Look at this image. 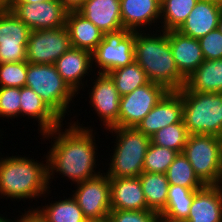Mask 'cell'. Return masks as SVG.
Segmentation results:
<instances>
[{
    "mask_svg": "<svg viewBox=\"0 0 222 222\" xmlns=\"http://www.w3.org/2000/svg\"><path fill=\"white\" fill-rule=\"evenodd\" d=\"M63 3L65 9L70 11H78L86 0H60Z\"/></svg>",
    "mask_w": 222,
    "mask_h": 222,
    "instance_id": "obj_39",
    "label": "cell"
},
{
    "mask_svg": "<svg viewBox=\"0 0 222 222\" xmlns=\"http://www.w3.org/2000/svg\"><path fill=\"white\" fill-rule=\"evenodd\" d=\"M199 189L169 184L166 206L159 215L173 221H185L189 216L194 193Z\"/></svg>",
    "mask_w": 222,
    "mask_h": 222,
    "instance_id": "obj_28",
    "label": "cell"
},
{
    "mask_svg": "<svg viewBox=\"0 0 222 222\" xmlns=\"http://www.w3.org/2000/svg\"><path fill=\"white\" fill-rule=\"evenodd\" d=\"M45 1H51V0H14V4H22V3H42Z\"/></svg>",
    "mask_w": 222,
    "mask_h": 222,
    "instance_id": "obj_41",
    "label": "cell"
},
{
    "mask_svg": "<svg viewBox=\"0 0 222 222\" xmlns=\"http://www.w3.org/2000/svg\"><path fill=\"white\" fill-rule=\"evenodd\" d=\"M183 102V122L189 135H222V93L179 90Z\"/></svg>",
    "mask_w": 222,
    "mask_h": 222,
    "instance_id": "obj_6",
    "label": "cell"
},
{
    "mask_svg": "<svg viewBox=\"0 0 222 222\" xmlns=\"http://www.w3.org/2000/svg\"><path fill=\"white\" fill-rule=\"evenodd\" d=\"M59 75L79 96L86 88L88 78L94 74L92 53L87 50L70 47L54 64ZM88 77V78H87ZM82 89V91H81Z\"/></svg>",
    "mask_w": 222,
    "mask_h": 222,
    "instance_id": "obj_15",
    "label": "cell"
},
{
    "mask_svg": "<svg viewBox=\"0 0 222 222\" xmlns=\"http://www.w3.org/2000/svg\"><path fill=\"white\" fill-rule=\"evenodd\" d=\"M78 12L103 33L123 28L120 0H86Z\"/></svg>",
    "mask_w": 222,
    "mask_h": 222,
    "instance_id": "obj_24",
    "label": "cell"
},
{
    "mask_svg": "<svg viewBox=\"0 0 222 222\" xmlns=\"http://www.w3.org/2000/svg\"><path fill=\"white\" fill-rule=\"evenodd\" d=\"M156 222H185V221H173L159 215Z\"/></svg>",
    "mask_w": 222,
    "mask_h": 222,
    "instance_id": "obj_43",
    "label": "cell"
},
{
    "mask_svg": "<svg viewBox=\"0 0 222 222\" xmlns=\"http://www.w3.org/2000/svg\"><path fill=\"white\" fill-rule=\"evenodd\" d=\"M120 7L123 28L131 32L160 29L161 0H120Z\"/></svg>",
    "mask_w": 222,
    "mask_h": 222,
    "instance_id": "obj_16",
    "label": "cell"
},
{
    "mask_svg": "<svg viewBox=\"0 0 222 222\" xmlns=\"http://www.w3.org/2000/svg\"><path fill=\"white\" fill-rule=\"evenodd\" d=\"M206 1H211L222 6V0H206Z\"/></svg>",
    "mask_w": 222,
    "mask_h": 222,
    "instance_id": "obj_45",
    "label": "cell"
},
{
    "mask_svg": "<svg viewBox=\"0 0 222 222\" xmlns=\"http://www.w3.org/2000/svg\"><path fill=\"white\" fill-rule=\"evenodd\" d=\"M167 92L163 85L149 81L130 94L122 96L118 126L136 128Z\"/></svg>",
    "mask_w": 222,
    "mask_h": 222,
    "instance_id": "obj_12",
    "label": "cell"
},
{
    "mask_svg": "<svg viewBox=\"0 0 222 222\" xmlns=\"http://www.w3.org/2000/svg\"><path fill=\"white\" fill-rule=\"evenodd\" d=\"M221 14V5L199 0L178 31L185 36L199 40L209 32L218 29Z\"/></svg>",
    "mask_w": 222,
    "mask_h": 222,
    "instance_id": "obj_20",
    "label": "cell"
},
{
    "mask_svg": "<svg viewBox=\"0 0 222 222\" xmlns=\"http://www.w3.org/2000/svg\"><path fill=\"white\" fill-rule=\"evenodd\" d=\"M111 209L150 210L139 177L109 178Z\"/></svg>",
    "mask_w": 222,
    "mask_h": 222,
    "instance_id": "obj_22",
    "label": "cell"
},
{
    "mask_svg": "<svg viewBox=\"0 0 222 222\" xmlns=\"http://www.w3.org/2000/svg\"><path fill=\"white\" fill-rule=\"evenodd\" d=\"M69 119L70 122L66 123L67 126L62 122L57 128L42 134V138H40L41 141L43 139V142L46 139H51V141H47L51 145L46 153L49 186L53 183L52 179L57 178L58 174L61 176L60 178L65 177L64 180L71 181L72 186L104 171L99 168L101 167L100 164L104 166V162L98 157L99 146L95 139V135L98 133L94 125H91L93 127L90 125L85 127L83 124L85 122L80 124V120L76 119L75 116ZM64 127H66L65 130Z\"/></svg>",
    "mask_w": 222,
    "mask_h": 222,
    "instance_id": "obj_1",
    "label": "cell"
},
{
    "mask_svg": "<svg viewBox=\"0 0 222 222\" xmlns=\"http://www.w3.org/2000/svg\"><path fill=\"white\" fill-rule=\"evenodd\" d=\"M37 121L40 135L57 128L62 121L47 107L41 97L27 86L20 88V118ZM39 131V132H38Z\"/></svg>",
    "mask_w": 222,
    "mask_h": 222,
    "instance_id": "obj_23",
    "label": "cell"
},
{
    "mask_svg": "<svg viewBox=\"0 0 222 222\" xmlns=\"http://www.w3.org/2000/svg\"><path fill=\"white\" fill-rule=\"evenodd\" d=\"M185 222H222V185L196 190Z\"/></svg>",
    "mask_w": 222,
    "mask_h": 222,
    "instance_id": "obj_19",
    "label": "cell"
},
{
    "mask_svg": "<svg viewBox=\"0 0 222 222\" xmlns=\"http://www.w3.org/2000/svg\"><path fill=\"white\" fill-rule=\"evenodd\" d=\"M188 137L189 133L182 119L180 122L158 130L150 137V141L152 144L183 153Z\"/></svg>",
    "mask_w": 222,
    "mask_h": 222,
    "instance_id": "obj_32",
    "label": "cell"
},
{
    "mask_svg": "<svg viewBox=\"0 0 222 222\" xmlns=\"http://www.w3.org/2000/svg\"><path fill=\"white\" fill-rule=\"evenodd\" d=\"M184 87L199 93H222V59L204 60L186 79Z\"/></svg>",
    "mask_w": 222,
    "mask_h": 222,
    "instance_id": "obj_26",
    "label": "cell"
},
{
    "mask_svg": "<svg viewBox=\"0 0 222 222\" xmlns=\"http://www.w3.org/2000/svg\"><path fill=\"white\" fill-rule=\"evenodd\" d=\"M10 10L31 31L64 27L68 13L60 0L13 4Z\"/></svg>",
    "mask_w": 222,
    "mask_h": 222,
    "instance_id": "obj_14",
    "label": "cell"
},
{
    "mask_svg": "<svg viewBox=\"0 0 222 222\" xmlns=\"http://www.w3.org/2000/svg\"><path fill=\"white\" fill-rule=\"evenodd\" d=\"M14 4V0H0V10H10Z\"/></svg>",
    "mask_w": 222,
    "mask_h": 222,
    "instance_id": "obj_40",
    "label": "cell"
},
{
    "mask_svg": "<svg viewBox=\"0 0 222 222\" xmlns=\"http://www.w3.org/2000/svg\"><path fill=\"white\" fill-rule=\"evenodd\" d=\"M167 180L171 185H180L186 188H202L205 184L197 177L192 165L183 153H179L166 172Z\"/></svg>",
    "mask_w": 222,
    "mask_h": 222,
    "instance_id": "obj_31",
    "label": "cell"
},
{
    "mask_svg": "<svg viewBox=\"0 0 222 222\" xmlns=\"http://www.w3.org/2000/svg\"><path fill=\"white\" fill-rule=\"evenodd\" d=\"M204 60L222 59V34L218 29L199 39Z\"/></svg>",
    "mask_w": 222,
    "mask_h": 222,
    "instance_id": "obj_37",
    "label": "cell"
},
{
    "mask_svg": "<svg viewBox=\"0 0 222 222\" xmlns=\"http://www.w3.org/2000/svg\"><path fill=\"white\" fill-rule=\"evenodd\" d=\"M2 130H4L3 127H2V129H0V139H2V138H3L2 135H4V134H2V132L5 133V132L2 131ZM0 147H1V144H0Z\"/></svg>",
    "mask_w": 222,
    "mask_h": 222,
    "instance_id": "obj_46",
    "label": "cell"
},
{
    "mask_svg": "<svg viewBox=\"0 0 222 222\" xmlns=\"http://www.w3.org/2000/svg\"><path fill=\"white\" fill-rule=\"evenodd\" d=\"M27 61L0 62V87L22 88L26 83Z\"/></svg>",
    "mask_w": 222,
    "mask_h": 222,
    "instance_id": "obj_34",
    "label": "cell"
},
{
    "mask_svg": "<svg viewBox=\"0 0 222 222\" xmlns=\"http://www.w3.org/2000/svg\"><path fill=\"white\" fill-rule=\"evenodd\" d=\"M159 213L153 210H115L111 209L107 222H156Z\"/></svg>",
    "mask_w": 222,
    "mask_h": 222,
    "instance_id": "obj_36",
    "label": "cell"
},
{
    "mask_svg": "<svg viewBox=\"0 0 222 222\" xmlns=\"http://www.w3.org/2000/svg\"><path fill=\"white\" fill-rule=\"evenodd\" d=\"M199 0H161L160 29L178 30Z\"/></svg>",
    "mask_w": 222,
    "mask_h": 222,
    "instance_id": "obj_29",
    "label": "cell"
},
{
    "mask_svg": "<svg viewBox=\"0 0 222 222\" xmlns=\"http://www.w3.org/2000/svg\"><path fill=\"white\" fill-rule=\"evenodd\" d=\"M51 191L52 188L43 196L45 205L41 202L40 206H36L37 208L33 205L34 207H26L24 210L22 208V211H33L43 222H88L72 195L68 194L69 197L65 198L64 194L63 197H55L57 201L50 202L51 199L46 200V198L51 196ZM46 201H48L47 204Z\"/></svg>",
    "mask_w": 222,
    "mask_h": 222,
    "instance_id": "obj_21",
    "label": "cell"
},
{
    "mask_svg": "<svg viewBox=\"0 0 222 222\" xmlns=\"http://www.w3.org/2000/svg\"><path fill=\"white\" fill-rule=\"evenodd\" d=\"M168 39L176 66L187 79L204 62L200 42L178 30L168 31Z\"/></svg>",
    "mask_w": 222,
    "mask_h": 222,
    "instance_id": "obj_18",
    "label": "cell"
},
{
    "mask_svg": "<svg viewBox=\"0 0 222 222\" xmlns=\"http://www.w3.org/2000/svg\"><path fill=\"white\" fill-rule=\"evenodd\" d=\"M18 222H43L33 211H18ZM22 214V215H20Z\"/></svg>",
    "mask_w": 222,
    "mask_h": 222,
    "instance_id": "obj_38",
    "label": "cell"
},
{
    "mask_svg": "<svg viewBox=\"0 0 222 222\" xmlns=\"http://www.w3.org/2000/svg\"><path fill=\"white\" fill-rule=\"evenodd\" d=\"M182 116L183 102L181 93L179 91H168L136 128L151 137L158 130L180 122Z\"/></svg>",
    "mask_w": 222,
    "mask_h": 222,
    "instance_id": "obj_17",
    "label": "cell"
},
{
    "mask_svg": "<svg viewBox=\"0 0 222 222\" xmlns=\"http://www.w3.org/2000/svg\"><path fill=\"white\" fill-rule=\"evenodd\" d=\"M106 131L108 135H114L112 138L115 137V140L111 142L114 143L110 150H113V153L107 154L110 156L105 159L107 163L104 162V165H107L101 167L105 170L107 177H139L143 172L144 158L151 143L150 137L133 127H111Z\"/></svg>",
    "mask_w": 222,
    "mask_h": 222,
    "instance_id": "obj_4",
    "label": "cell"
},
{
    "mask_svg": "<svg viewBox=\"0 0 222 222\" xmlns=\"http://www.w3.org/2000/svg\"><path fill=\"white\" fill-rule=\"evenodd\" d=\"M178 154L175 150L150 143L144 158L143 172L166 174Z\"/></svg>",
    "mask_w": 222,
    "mask_h": 222,
    "instance_id": "obj_33",
    "label": "cell"
},
{
    "mask_svg": "<svg viewBox=\"0 0 222 222\" xmlns=\"http://www.w3.org/2000/svg\"><path fill=\"white\" fill-rule=\"evenodd\" d=\"M20 117V88L0 87V119L6 121ZM4 118V119H3Z\"/></svg>",
    "mask_w": 222,
    "mask_h": 222,
    "instance_id": "obj_35",
    "label": "cell"
},
{
    "mask_svg": "<svg viewBox=\"0 0 222 222\" xmlns=\"http://www.w3.org/2000/svg\"><path fill=\"white\" fill-rule=\"evenodd\" d=\"M218 30L220 31V33L222 34V14L219 18V22H218Z\"/></svg>",
    "mask_w": 222,
    "mask_h": 222,
    "instance_id": "obj_44",
    "label": "cell"
},
{
    "mask_svg": "<svg viewBox=\"0 0 222 222\" xmlns=\"http://www.w3.org/2000/svg\"><path fill=\"white\" fill-rule=\"evenodd\" d=\"M30 31L11 10H0V62L26 61Z\"/></svg>",
    "mask_w": 222,
    "mask_h": 222,
    "instance_id": "obj_13",
    "label": "cell"
},
{
    "mask_svg": "<svg viewBox=\"0 0 222 222\" xmlns=\"http://www.w3.org/2000/svg\"><path fill=\"white\" fill-rule=\"evenodd\" d=\"M135 32L125 28L103 33V39L92 52L94 73L108 74L135 61Z\"/></svg>",
    "mask_w": 222,
    "mask_h": 222,
    "instance_id": "obj_8",
    "label": "cell"
},
{
    "mask_svg": "<svg viewBox=\"0 0 222 222\" xmlns=\"http://www.w3.org/2000/svg\"><path fill=\"white\" fill-rule=\"evenodd\" d=\"M71 47L67 28L30 31L26 61L32 64H55Z\"/></svg>",
    "mask_w": 222,
    "mask_h": 222,
    "instance_id": "obj_11",
    "label": "cell"
},
{
    "mask_svg": "<svg viewBox=\"0 0 222 222\" xmlns=\"http://www.w3.org/2000/svg\"><path fill=\"white\" fill-rule=\"evenodd\" d=\"M4 154L0 152L1 199L6 198V201L15 202L22 200L26 204V200L37 201L51 189L48 181L47 155L42 156V161L39 162V159H34V156L31 158L29 155L27 157V154Z\"/></svg>",
    "mask_w": 222,
    "mask_h": 222,
    "instance_id": "obj_2",
    "label": "cell"
},
{
    "mask_svg": "<svg viewBox=\"0 0 222 222\" xmlns=\"http://www.w3.org/2000/svg\"><path fill=\"white\" fill-rule=\"evenodd\" d=\"M134 56L148 81L161 84L168 91H179L185 86L186 78L176 66L168 31H136Z\"/></svg>",
    "mask_w": 222,
    "mask_h": 222,
    "instance_id": "obj_3",
    "label": "cell"
},
{
    "mask_svg": "<svg viewBox=\"0 0 222 222\" xmlns=\"http://www.w3.org/2000/svg\"><path fill=\"white\" fill-rule=\"evenodd\" d=\"M4 214H0V222H18V217H13L14 219H10V217L8 218V215L3 216Z\"/></svg>",
    "mask_w": 222,
    "mask_h": 222,
    "instance_id": "obj_42",
    "label": "cell"
},
{
    "mask_svg": "<svg viewBox=\"0 0 222 222\" xmlns=\"http://www.w3.org/2000/svg\"><path fill=\"white\" fill-rule=\"evenodd\" d=\"M88 222H107V221H88Z\"/></svg>",
    "mask_w": 222,
    "mask_h": 222,
    "instance_id": "obj_47",
    "label": "cell"
},
{
    "mask_svg": "<svg viewBox=\"0 0 222 222\" xmlns=\"http://www.w3.org/2000/svg\"><path fill=\"white\" fill-rule=\"evenodd\" d=\"M89 79L91 80V82L88 81L90 85L86 84L85 87L90 86L91 89L87 90L89 95L84 98L86 101L90 100L89 108H93L90 110L94 111L91 114H97L95 117H99L97 119L102 123L99 125L104 126L105 130L118 127L121 96L113 80L108 74L103 73H94ZM87 98L89 99L87 100Z\"/></svg>",
    "mask_w": 222,
    "mask_h": 222,
    "instance_id": "obj_10",
    "label": "cell"
},
{
    "mask_svg": "<svg viewBox=\"0 0 222 222\" xmlns=\"http://www.w3.org/2000/svg\"><path fill=\"white\" fill-rule=\"evenodd\" d=\"M220 139H221V148H222V135L220 136Z\"/></svg>",
    "mask_w": 222,
    "mask_h": 222,
    "instance_id": "obj_48",
    "label": "cell"
},
{
    "mask_svg": "<svg viewBox=\"0 0 222 222\" xmlns=\"http://www.w3.org/2000/svg\"><path fill=\"white\" fill-rule=\"evenodd\" d=\"M140 183L147 207L160 213L166 206L169 182L166 174L142 172Z\"/></svg>",
    "mask_w": 222,
    "mask_h": 222,
    "instance_id": "obj_27",
    "label": "cell"
},
{
    "mask_svg": "<svg viewBox=\"0 0 222 222\" xmlns=\"http://www.w3.org/2000/svg\"><path fill=\"white\" fill-rule=\"evenodd\" d=\"M70 193L88 221H107L111 211L109 178L99 175L75 184Z\"/></svg>",
    "mask_w": 222,
    "mask_h": 222,
    "instance_id": "obj_9",
    "label": "cell"
},
{
    "mask_svg": "<svg viewBox=\"0 0 222 222\" xmlns=\"http://www.w3.org/2000/svg\"><path fill=\"white\" fill-rule=\"evenodd\" d=\"M65 27L71 47L92 53L103 39V32L78 11L67 13Z\"/></svg>",
    "mask_w": 222,
    "mask_h": 222,
    "instance_id": "obj_25",
    "label": "cell"
},
{
    "mask_svg": "<svg viewBox=\"0 0 222 222\" xmlns=\"http://www.w3.org/2000/svg\"><path fill=\"white\" fill-rule=\"evenodd\" d=\"M25 86L35 91L47 107L63 122L69 118L78 95L59 75L54 64H32L27 62ZM77 96V97H76ZM70 109V110H69ZM67 114V115H66Z\"/></svg>",
    "mask_w": 222,
    "mask_h": 222,
    "instance_id": "obj_5",
    "label": "cell"
},
{
    "mask_svg": "<svg viewBox=\"0 0 222 222\" xmlns=\"http://www.w3.org/2000/svg\"><path fill=\"white\" fill-rule=\"evenodd\" d=\"M108 75L113 80L121 97L149 82L145 71L135 61L125 67L112 70Z\"/></svg>",
    "mask_w": 222,
    "mask_h": 222,
    "instance_id": "obj_30",
    "label": "cell"
},
{
    "mask_svg": "<svg viewBox=\"0 0 222 222\" xmlns=\"http://www.w3.org/2000/svg\"><path fill=\"white\" fill-rule=\"evenodd\" d=\"M183 154L205 185H222V148L219 136L189 135Z\"/></svg>",
    "mask_w": 222,
    "mask_h": 222,
    "instance_id": "obj_7",
    "label": "cell"
}]
</instances>
